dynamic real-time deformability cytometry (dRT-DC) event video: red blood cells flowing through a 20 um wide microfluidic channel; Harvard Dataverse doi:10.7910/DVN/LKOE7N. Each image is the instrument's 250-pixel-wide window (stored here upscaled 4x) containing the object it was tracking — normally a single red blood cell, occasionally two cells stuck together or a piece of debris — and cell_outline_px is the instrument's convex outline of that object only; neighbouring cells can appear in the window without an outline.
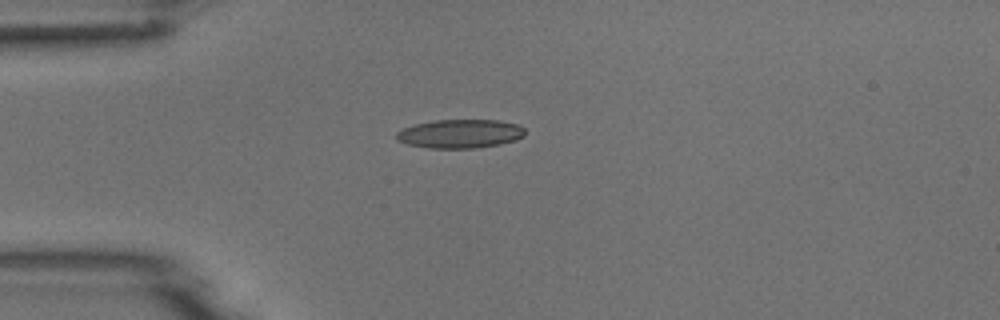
{"species": "common noctule bat (a hibernating species)", "species_latin": "Nyctalus noctula", "temperature_condition": "room temperature", "stored_images_in_passage": 4, "camera_frame_rate_fps": 3000, "um_per_image_px": 0.085, "animal": {"sex": "male", "body_mass_g": 18.8}, "frame": {"image": 1, "passage_image": 1, "time_ms": 0.0, "image_size_px": [1000, 320], "cell_outline_px": [[524, 136], [516, 140], [500, 144], [476, 148], [428, 148], [408, 144], [396, 140], [396, 132], [404, 128], [416, 124], [432, 120], [496, 120], [520, 124], [524, 128]], "centroid_in_image_um": [39.12, 11.36], "position_along_channel_um": 45.9, "area_um2": 21.62}}